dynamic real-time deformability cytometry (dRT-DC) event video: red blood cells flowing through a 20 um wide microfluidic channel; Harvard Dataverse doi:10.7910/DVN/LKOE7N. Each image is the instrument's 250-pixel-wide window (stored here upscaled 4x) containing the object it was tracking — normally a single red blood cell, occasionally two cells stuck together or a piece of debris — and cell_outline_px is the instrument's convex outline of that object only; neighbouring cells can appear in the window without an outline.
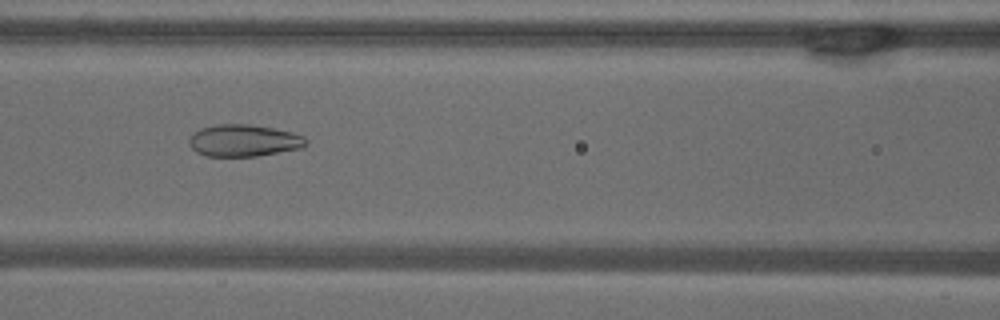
{"species": "common noctule bat (a hibernating species)", "species_latin": "Nyctalus noctula", "temperature_condition": "warm", "stored_images_in_passage": 43, "camera_frame_rate_fps": 3000, "um_per_image_px": 0.085, "animal": {"sex": "male", "body_mass_g": 18.8}, "frame": {"image": 1, "passage_image": 13, "time_ms": 4.0, "image_size_px": [1000, 320], "cell_outline_px": [[308, 144], [300, 148], [256, 156], [204, 156], [196, 152], [188, 144], [188, 140], [200, 128], [216, 124], [248, 124], [272, 128], [292, 132], [304, 136], [308, 140]], "centroid_in_image_um": [20.71, 11.94], "position_along_channel_um": 145.9, "area_um2": 21.73}}
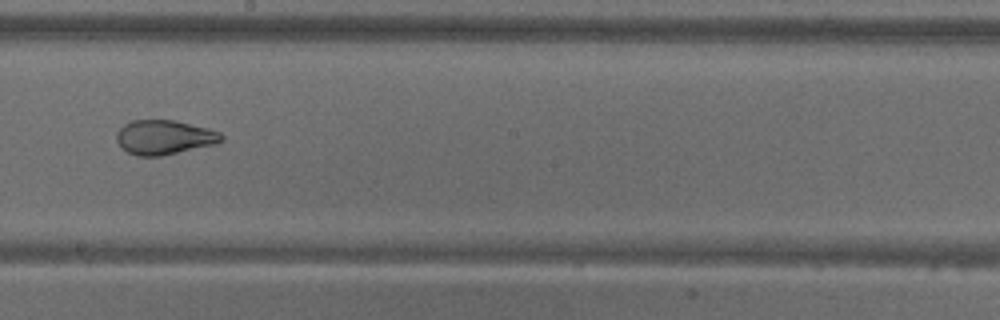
{"frame": {"image": 2, "passage_image": 20, "time_ms": 6.333, "image_size_px": [1000, 320], "cell_outline_px": [[224, 140], [212, 144], [160, 156], [136, 156], [120, 148], [116, 140], [116, 132], [124, 124], [132, 120], [176, 120], [208, 128], [220, 132], [224, 136]], "centroid_in_image_um": [13.92, 11.66], "position_along_channel_um": 234.3, "area_um2": 21.04}}
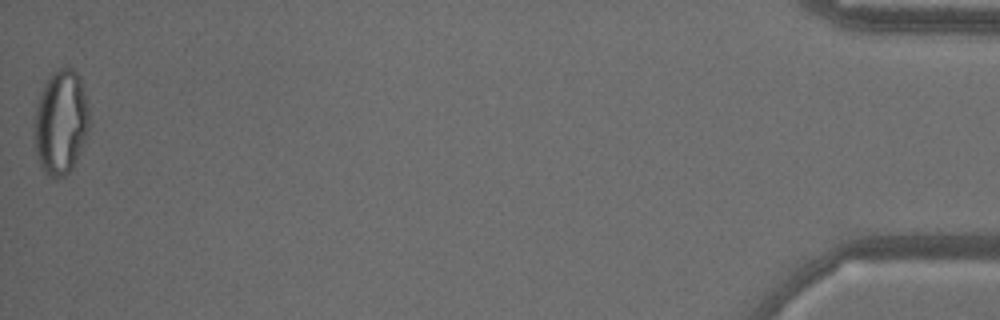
{"frame": {"image": 3, "passage_image": 43, "time_ms": 14.0, "image_size_px": [1000, 320], "cell_outline_px": [[88, 128], [80, 152], [72, 168], [64, 176], [56, 180], [48, 176], [40, 168], [36, 152], [32, 128], [36, 108], [40, 92], [44, 80], [52, 72], [60, 68], [72, 68], [76, 72], [80, 80], [84, 92], [88, 108]], "centroid_in_image_um": [5.11, 10.41], "position_along_channel_um": 430.1, "area_um2": 33.76}, "authors_computed_cell_mechanics": {"area_um2": 26.5302, "velocity_mm_per_s": 3.7964, "shape_relaxation_time_tau1_ms": null, "shape_relaxation_time_tau2_ms": 1.0184, "deformation_change_tau1": null, "deformation_change_tau2": 0.0672}}